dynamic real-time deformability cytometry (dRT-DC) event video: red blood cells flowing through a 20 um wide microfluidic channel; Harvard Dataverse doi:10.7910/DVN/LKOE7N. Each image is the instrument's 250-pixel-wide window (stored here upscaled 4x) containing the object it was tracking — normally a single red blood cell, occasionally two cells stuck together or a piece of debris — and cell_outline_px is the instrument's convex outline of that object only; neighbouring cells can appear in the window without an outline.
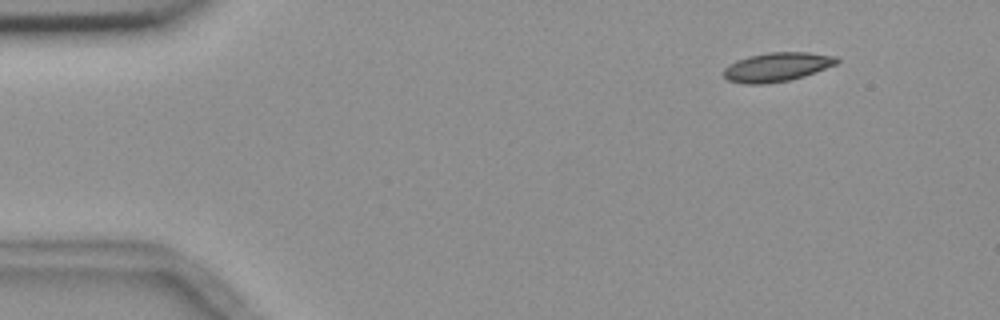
{"species": "common noctule bat (a hibernating species)", "species_latin": "Nyctalus noctula", "temperature_condition": "room temperature", "stored_images_in_passage": 6, "camera_frame_rate_fps": 3000, "um_per_image_px": 0.085, "animal": {"sex": "female", "body_mass_g": 18.4}, "frame": {"image": 1, "passage_image": 2, "time_ms": 1.333, "image_size_px": [1000, 320], "cell_outline_px": [[840, 60], [836, 64], [816, 72], [804, 76], [788, 80], [768, 84], [744, 84], [728, 80], [724, 76], [724, 68], [728, 64], [736, 60], [748, 56], [768, 52], [808, 52], [836, 56]], "centroid_in_image_um": [66.03, 5.69], "position_along_channel_um": 19.0, "area_um2": 19.25}}
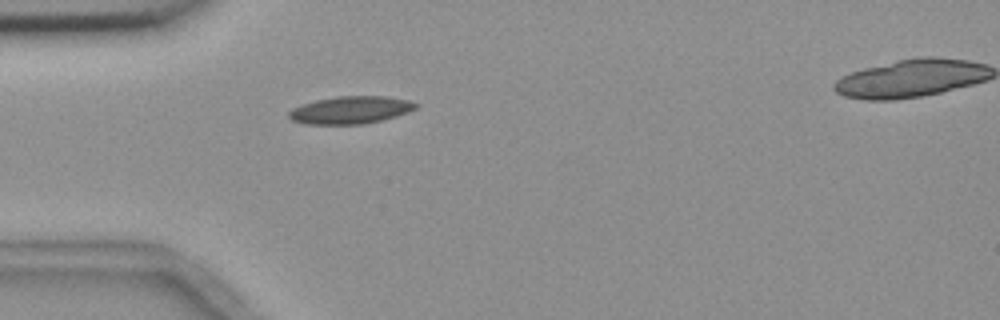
{"frame": {"image": 2, "passage_image": 5, "time_ms": 4.667, "image_size_px": [1000, 320], "cell_outline_px": [[420, 104], [416, 108], [408, 112], [396, 116], [380, 120], [360, 124], [304, 124], [292, 120], [288, 116], [288, 112], [292, 108], [316, 100], [336, 96], [388, 96], [408, 100]], "centroid_in_image_um": [29.8, 9.34], "position_along_channel_um": 55.2, "area_um2": 20.29}}